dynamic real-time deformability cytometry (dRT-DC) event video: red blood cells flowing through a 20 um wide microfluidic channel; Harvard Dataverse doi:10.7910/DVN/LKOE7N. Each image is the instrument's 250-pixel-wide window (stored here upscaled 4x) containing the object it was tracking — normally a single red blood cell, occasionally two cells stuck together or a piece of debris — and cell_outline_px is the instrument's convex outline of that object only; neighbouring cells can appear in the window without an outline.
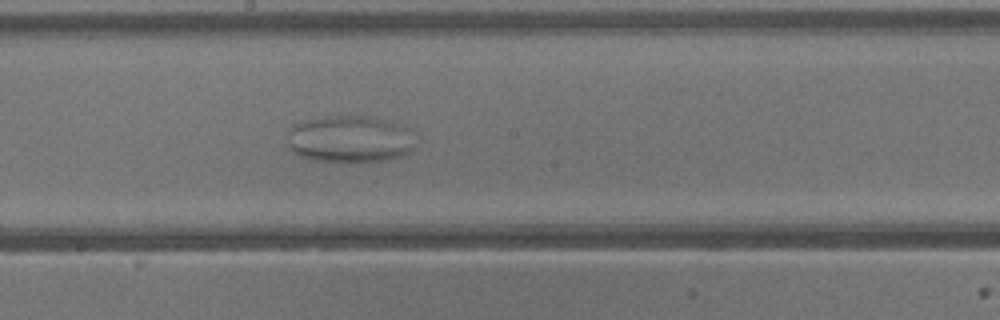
{"species": "common noctule bat (a hibernating species)", "species_latin": "Nyctalus noctula", "temperature_condition": "warm", "stored_images_in_passage": 41, "camera_frame_rate_fps": 3000, "um_per_image_px": 0.085, "animal": {"sex": "male", "body_mass_g": 13.3}, "frame": {"image": 1, "passage_image": 23, "time_ms": 7.333, "image_size_px": [1000, 320], "cell_outline_px": [[412, 148], [408, 152], [400, 156], [380, 160], [316, 160], [300, 156], [292, 152], [288, 132], [288, 128], [292, 124], [304, 120], [336, 116], [368, 116], [384, 120], [408, 128]], "centroid_in_image_um": [29.65, 11.79], "position_along_channel_um": 218.5, "area_um2": 33.87}}
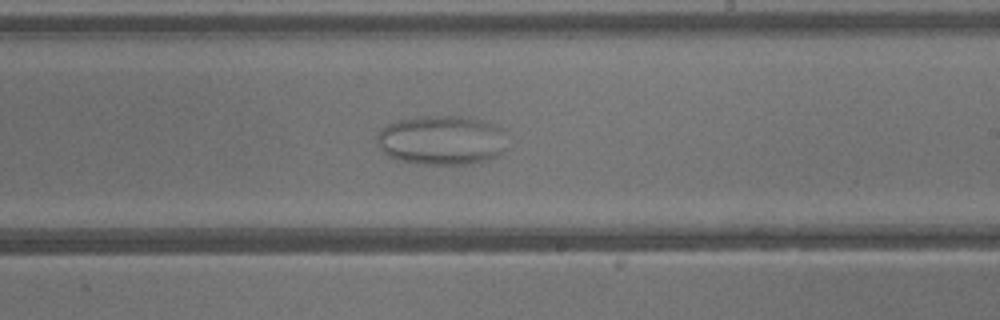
{"frame": {"image": 2, "passage_image": 25, "time_ms": 8.0, "image_size_px": [1000, 320], "cell_outline_px": [[504, 152], [500, 156], [468, 164], [424, 164], [396, 160], [388, 156], [380, 148], [376, 140], [376, 136], [380, 128], [388, 124], [400, 120], [424, 116], [460, 116], [480, 120], [500, 128]], "centroid_in_image_um": [37.46, 11.93], "position_along_channel_um": 251.5, "area_um2": 37.11}}